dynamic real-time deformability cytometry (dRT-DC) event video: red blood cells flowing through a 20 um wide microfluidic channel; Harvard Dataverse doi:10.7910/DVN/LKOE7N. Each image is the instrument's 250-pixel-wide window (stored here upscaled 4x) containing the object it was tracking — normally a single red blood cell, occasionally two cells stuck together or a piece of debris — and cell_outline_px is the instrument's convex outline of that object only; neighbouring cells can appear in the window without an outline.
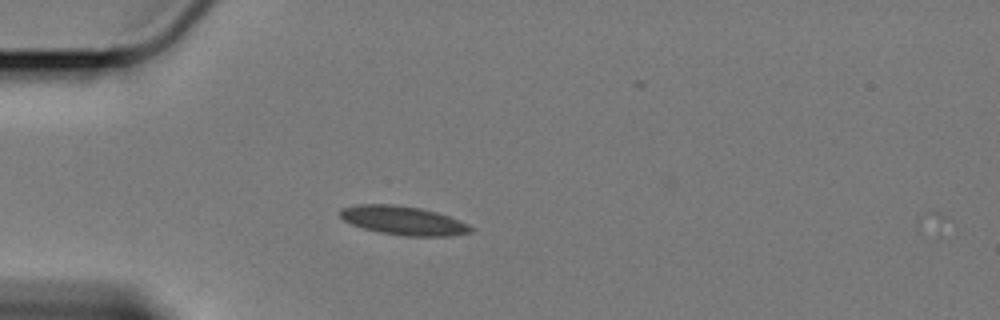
{"species": "Egyptian fruit bat (a non-hibernating species)", "species_latin": "Rousettus aegyptiacus", "temperature_condition": "cold", "stored_images_in_passage": 44, "camera_frame_rate_fps": 3000, "um_per_image_px": 0.085, "animal": {"sex": "female"}, "frame": {"image": 1, "passage_image": 1, "time_ms": 0.0, "image_size_px": [1000, 320], "cell_outline_px": [[476, 228], [472, 232], [452, 236], [404, 236], [380, 232], [364, 228], [352, 224], [344, 220], [340, 216], [340, 208], [356, 204], [392, 204], [420, 208], [436, 212], [460, 220]], "centroid_in_image_um": [34.31, 18.74], "position_along_channel_um": 50.7, "area_um2": 22.02}}
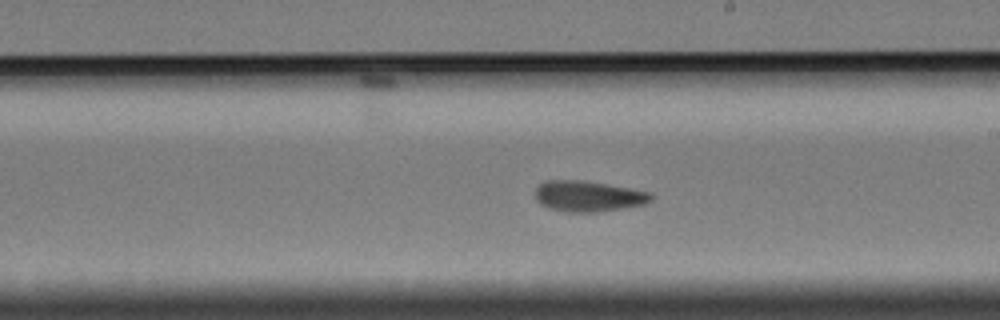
{"frame": {"image": 2, "passage_image": 19, "time_ms": 6.0, "image_size_px": [1000, 320], "cell_outline_px": [[652, 200], [644, 204], [596, 212], [568, 212], [548, 208], [540, 204], [536, 200], [536, 188], [544, 180], [580, 180], [652, 192]], "centroid_in_image_um": [49.97, 16.68], "position_along_channel_um": 239.0, "area_um2": 20.58}}
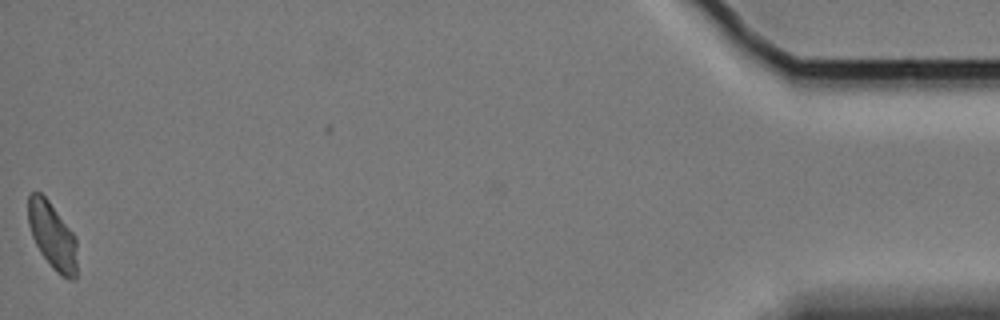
{"frame": {"image": 3, "passage_image": 44, "time_ms": 14.333, "image_size_px": [1000, 320], "cell_outline_px": [[76, 276], [72, 280], [68, 280], [60, 276], [52, 268], [40, 252], [32, 236], [28, 224], [28, 196], [32, 192], [40, 192], [48, 200], [72, 232], [76, 240]], "centroid_in_image_um": [4.44, 20.07], "position_along_channel_um": 430.8, "area_um2": 18.9}, "authors_computed_cell_mechanics": {"area_um2": 20.519, "velocity_mm_per_s": 3.3645, "shape_relaxation_time_tau1_ms": null, "shape_relaxation_time_tau2_ms": 3.3467, "deformation_change_tau1": null, "deformation_change_tau2": 0.0744}}